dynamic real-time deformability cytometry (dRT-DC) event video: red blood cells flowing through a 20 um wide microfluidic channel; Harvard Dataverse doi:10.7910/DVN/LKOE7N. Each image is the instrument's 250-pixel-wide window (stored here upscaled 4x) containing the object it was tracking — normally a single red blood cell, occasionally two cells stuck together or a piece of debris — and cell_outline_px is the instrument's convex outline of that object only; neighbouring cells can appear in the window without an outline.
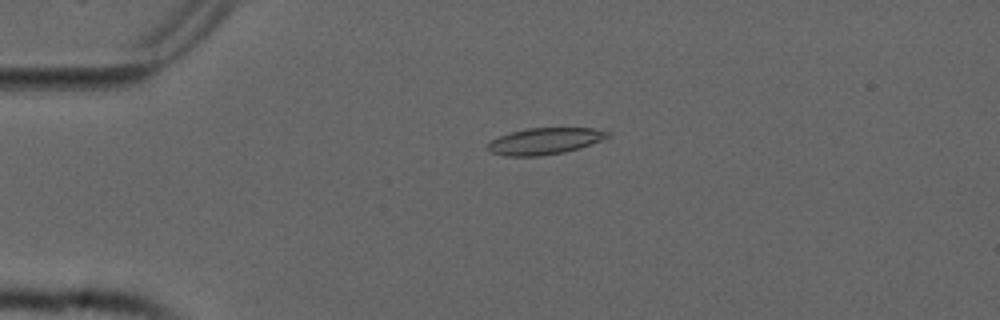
{"species": "common noctule bat (a hibernating species)", "species_latin": "Nyctalus noctula", "temperature_condition": "cold", "stored_images_in_passage": 55, "camera_frame_rate_fps": 3000, "um_per_image_px": 0.085, "animal": {"sex": "male", "forearm_length_mm": 52.5}, "frame": {"image": 1, "passage_image": 13, "time_ms": 4.0, "image_size_px": [1000, 320], "cell_outline_px": [[612, 136], [580, 148], [564, 152], [540, 156], [504, 156], [492, 152], [488, 148], [488, 144], [492, 140], [500, 136], [512, 132], [528, 128], [592, 128], [612, 132]], "centroid_in_image_um": [46.36, 11.99], "position_along_channel_um": 38.6, "area_um2": 18.44}}
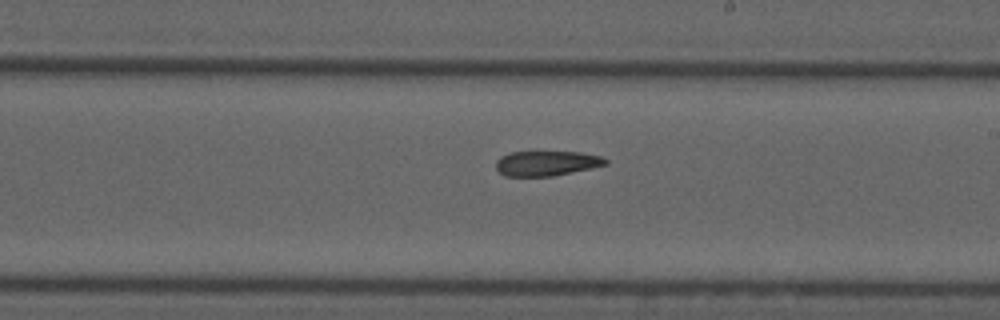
{"frame": {"image": 2, "passage_image": 32, "time_ms": 10.333, "image_size_px": [1000, 320], "cell_outline_px": [[608, 164], [572, 172], [552, 176], [504, 176], [496, 168], [496, 160], [500, 156], [512, 152], [580, 152], [600, 156], [608, 160]], "centroid_in_image_um": [46.44, 13.88], "position_along_channel_um": 242.6, "area_um2": 15.84}}
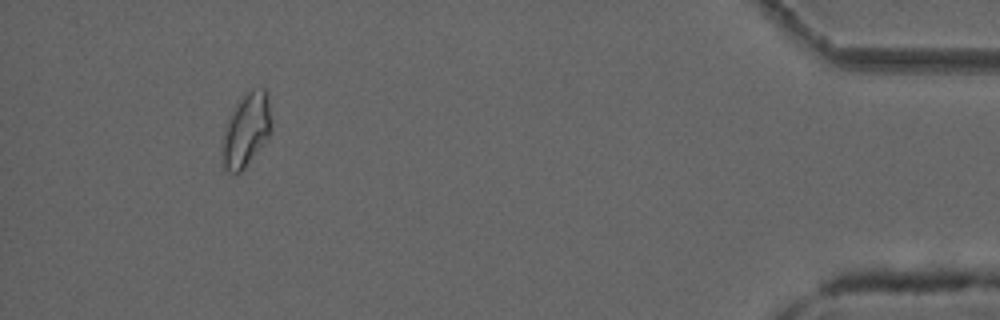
{"frame": {"image": 3, "passage_image": 51, "time_ms": 16.667, "image_size_px": [1000, 320], "cell_outline_px": [[272, 132], [244, 168], [240, 172], [228, 172], [224, 168], [224, 124], [228, 116], [236, 104], [252, 88], [264, 88], [268, 92], [272, 124]], "centroid_in_image_um": [20.97, 10.99], "position_along_channel_um": 414.2, "area_um2": 20.81}, "authors_computed_cell_mechanics": {"area_um2": 17.918, "velocity_mm_per_s": 3.7473, "shape_relaxation_time_tau1_ms": 8.9883, "shape_relaxation_time_tau2_ms": null, "deformation_change_tau1": 0.1483, "deformation_change_tau2": null}}